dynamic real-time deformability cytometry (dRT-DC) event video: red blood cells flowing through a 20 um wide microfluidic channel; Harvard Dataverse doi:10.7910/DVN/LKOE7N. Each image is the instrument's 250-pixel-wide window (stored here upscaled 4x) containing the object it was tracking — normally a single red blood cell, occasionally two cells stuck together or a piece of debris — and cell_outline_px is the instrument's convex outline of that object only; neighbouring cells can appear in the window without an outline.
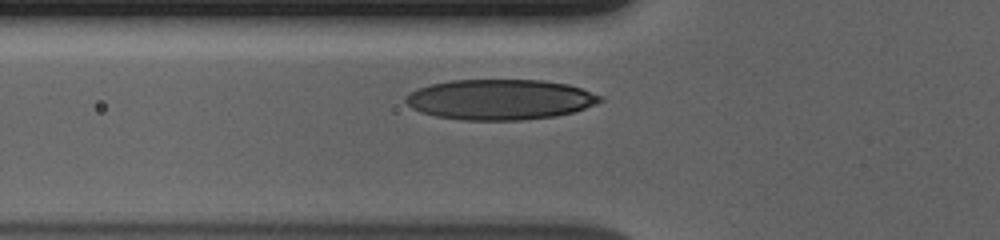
{"species": "human", "species_latin": "Homo sapiens", "temperature_condition": "cold", "stored_images_in_passage": 32, "camera_frame_rate_fps": 3000, "um_per_image_px": 0.085, "donor": {"sex": "male"}, "frame": {"image": 1, "passage_image": 5, "time_ms": 1.333, "image_size_px": [1000, 240], "cell_outline_px": [[604, 100], [596, 104], [572, 112], [556, 116], [520, 120], [464, 120], [436, 116], [420, 112], [412, 108], [404, 100], [404, 96], [408, 92], [432, 84], [452, 80], [544, 80], [568, 84], [604, 96]], "centroid_in_image_um": [42.51, 8.46], "position_along_channel_um": 83.3, "area_um2": 45.84}}
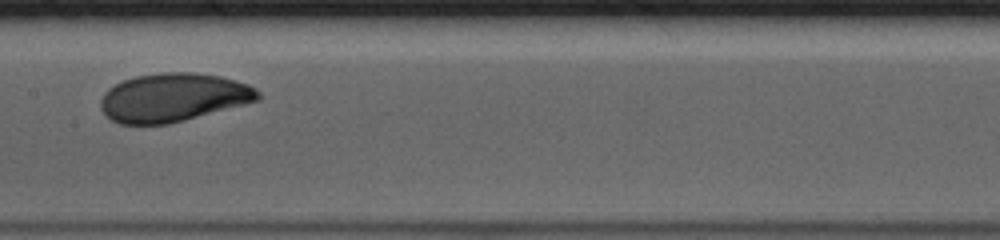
{"frame": {"image": 2, "passage_image": 14, "time_ms": 4.333, "image_size_px": [1000, 240], "cell_outline_px": [[260, 100], [184, 120], [168, 124], [120, 124], [112, 120], [100, 108], [100, 100], [104, 92], [108, 88], [120, 80], [136, 76], [164, 72], [196, 72], [220, 76], [248, 84], [256, 88], [260, 92]], "centroid_in_image_um": [14.71, 8.27], "position_along_channel_um": 192.7, "area_um2": 44.56}}
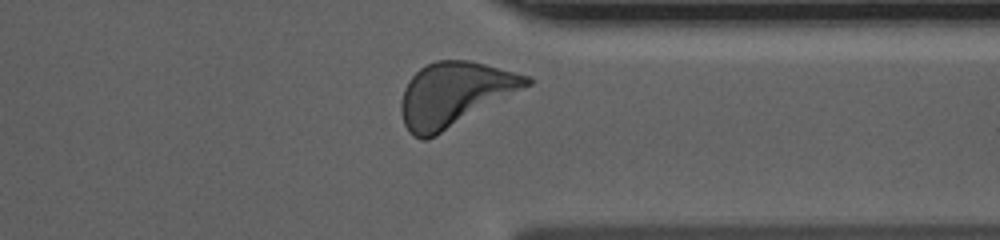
{"frame": {"image": 3, "passage_image": 29, "time_ms": 9.333, "image_size_px": [1000, 240], "cell_outline_px": [[532, 84], [436, 136], [428, 140], [420, 140], [412, 136], [408, 132], [404, 124], [400, 112], [400, 104], [404, 88], [408, 80], [420, 68], [436, 60], [468, 60], [484, 64], [528, 76], [532, 80]], "centroid_in_image_um": [38.58, 8.04], "position_along_channel_um": 372.8, "area_um2": 46.76}, "authors_computed_cell_mechanics": {"area_um2": 43.9858, "velocity_mm_per_s": 3.6349, "shape_relaxation_time_tau1_ms": 4.3305, "shape_relaxation_time_tau2_ms": null, "deformation_change_tau1": 0.1966, "deformation_change_tau2": null}}